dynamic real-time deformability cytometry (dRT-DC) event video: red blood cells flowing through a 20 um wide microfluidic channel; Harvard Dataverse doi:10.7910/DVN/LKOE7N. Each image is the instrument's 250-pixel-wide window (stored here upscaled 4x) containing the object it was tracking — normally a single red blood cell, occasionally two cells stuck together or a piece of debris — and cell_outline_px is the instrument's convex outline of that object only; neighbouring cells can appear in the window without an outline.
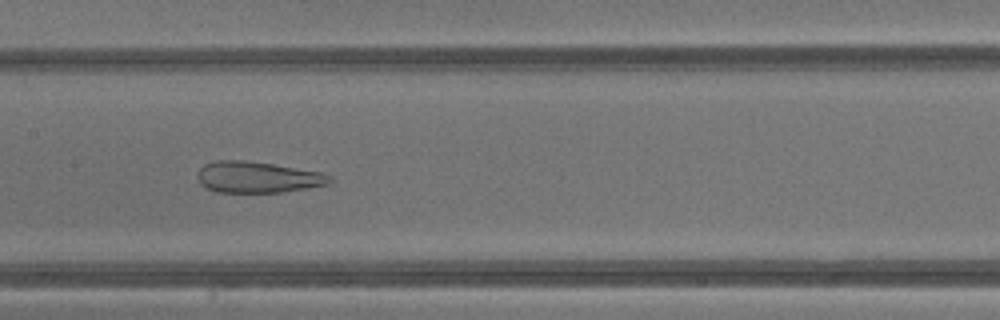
{"species": "common noctule bat (a hibernating species)", "species_latin": "Nyctalus noctula", "temperature_condition": "warm", "stored_images_in_passage": 26, "camera_frame_rate_fps": 3000, "um_per_image_px": 0.085, "animal": {"sex": "male", "body_mass_g": 13.3}, "frame": {"image": 1, "passage_image": 9, "time_ms": 2.667, "image_size_px": [1000, 320], "cell_outline_px": [[332, 180], [328, 184], [308, 188], [280, 192], [216, 192], [204, 188], [200, 184], [200, 168], [204, 164], [216, 160], [244, 160], [272, 164], [320, 172], [332, 176]], "centroid_in_image_um": [21.89, 15.06], "position_along_channel_um": 185.5, "area_um2": 23.87}}